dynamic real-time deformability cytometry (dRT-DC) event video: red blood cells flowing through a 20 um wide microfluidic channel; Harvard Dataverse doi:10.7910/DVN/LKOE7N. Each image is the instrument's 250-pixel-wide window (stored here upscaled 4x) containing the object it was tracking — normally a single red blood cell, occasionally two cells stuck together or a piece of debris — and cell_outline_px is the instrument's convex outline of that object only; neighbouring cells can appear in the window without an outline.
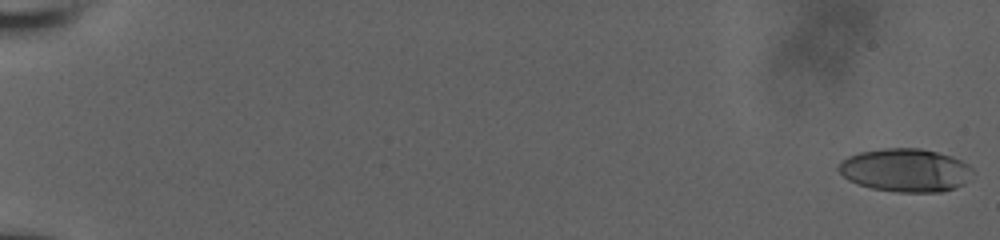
{"species": "human", "species_latin": "Homo sapiens", "temperature_condition": "room temperature", "stored_images_in_passage": 12, "camera_frame_rate_fps": 3000, "um_per_image_px": 0.085, "donor": {"sex": "male"}, "frame": {"image": 1, "passage_image": 1, "time_ms": 0.0, "image_size_px": [1000, 240], "cell_outline_px": [[972, 172], [956, 188], [940, 192], [900, 192], [872, 188], [848, 180], [836, 168], [840, 160], [848, 156], [860, 152], [884, 148], [920, 148], [952, 156], [968, 164], [972, 168]], "centroid_in_image_um": [76.92, 14.45], "position_along_channel_um": 8.1, "area_um2": 33.52}}
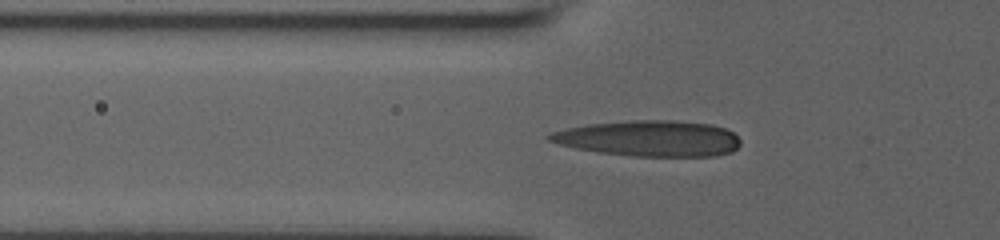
{"frame": {"image": 2, "passage_image": 10, "time_ms": 7.333, "image_size_px": [1000, 240], "cell_outline_px": [[740, 144], [732, 152], [716, 156], [636, 156], [600, 152], [576, 148], [560, 144], [548, 140], [544, 136], [552, 132], [568, 128], [588, 124], [632, 120], [676, 120], [712, 124], [724, 128], [732, 132], [740, 140]], "centroid_in_image_um": [55.21, 11.76], "position_along_channel_um": 70.6, "area_um2": 39.82}}
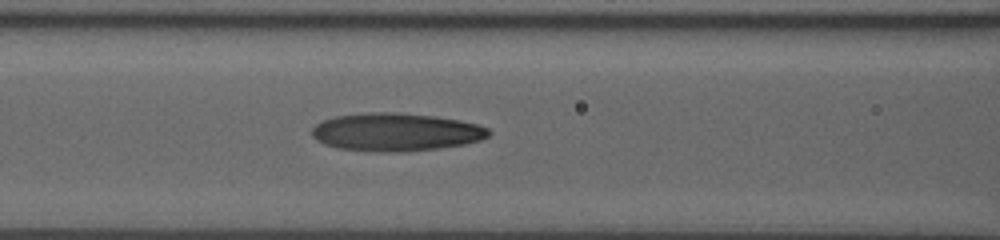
{"frame": {"image": 3, "passage_image": 12, "time_ms": 9.0, "image_size_px": [1000, 240], "cell_outline_px": [[492, 132], [488, 136], [480, 140], [464, 144], [436, 148], [400, 152], [388, 152], [336, 148], [324, 144], [316, 140], [312, 136], [312, 128], [316, 124], [324, 120], [336, 116], [368, 112], [396, 112], [436, 116], [460, 120], [476, 124], [488, 128]], "centroid_in_image_um": [33.64, 11.22], "position_along_channel_um": 133.0, "area_um2": 39.07}}